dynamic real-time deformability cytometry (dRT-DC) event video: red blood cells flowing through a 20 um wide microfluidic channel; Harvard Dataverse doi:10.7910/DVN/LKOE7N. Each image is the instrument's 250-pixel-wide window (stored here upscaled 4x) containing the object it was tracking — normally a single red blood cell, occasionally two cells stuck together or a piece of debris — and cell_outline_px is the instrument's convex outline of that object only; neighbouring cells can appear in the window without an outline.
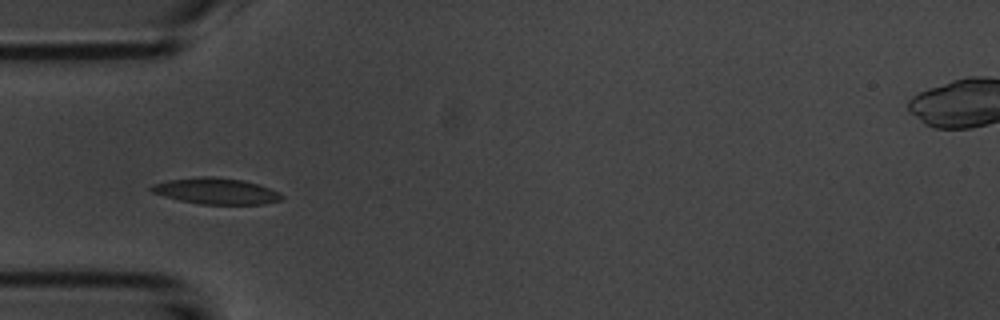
{"species": "common noctule bat (a hibernating species)", "species_latin": "Nyctalus noctula", "temperature_condition": "room temperature", "stored_images_in_passage": 39, "camera_frame_rate_fps": 3000, "um_per_image_px": 0.085, "animal": {"sex": "male", "body_mass_g": 20.1, "forearm_length_mm": 53.5}, "frame": {"image": 1, "passage_image": 1, "time_ms": 0.0, "image_size_px": [1000, 320], "cell_outline_px": [[284, 196], [280, 200], [264, 204], [200, 204], [180, 200], [164, 196], [152, 192], [148, 188], [152, 184], [168, 180], [196, 176], [212, 176], [240, 180], [256, 184], [268, 188]], "centroid_in_image_um": [18.3, 16.24], "position_along_channel_um": 66.7, "area_um2": 19.65}}
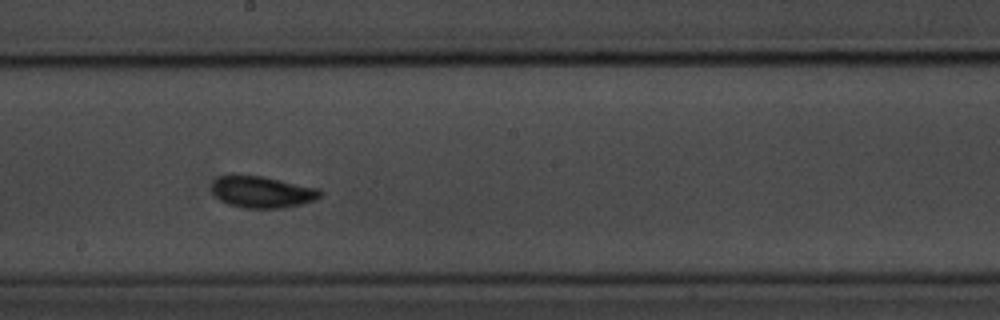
{"frame": {"image": 2, "passage_image": 14, "time_ms": 4.333, "image_size_px": [1000, 320], "cell_outline_px": [[324, 192], [316, 200], [284, 208], [244, 208], [228, 204], [220, 200], [212, 192], [212, 180], [220, 176], [232, 172], [260, 176], [320, 188]], "centroid_in_image_um": [22.25, 16.29], "position_along_channel_um": 226.0, "area_um2": 20.46}}
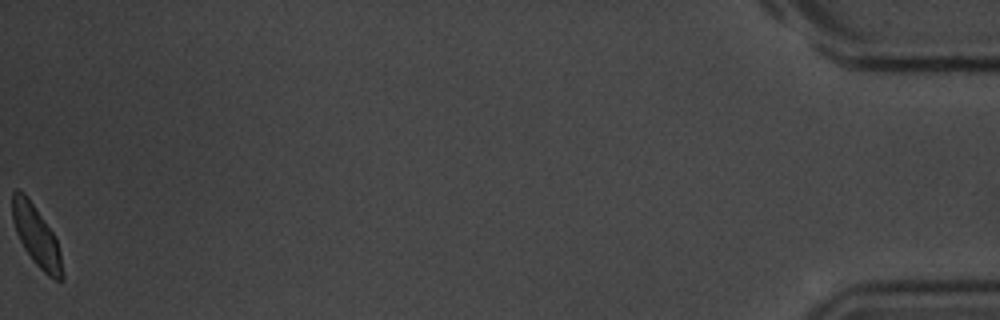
{"frame": {"image": 3, "passage_image": 39, "time_ms": 12.667, "image_size_px": [1000, 320], "cell_outline_px": [[64, 280], [56, 280], [48, 276], [32, 260], [24, 248], [16, 232], [12, 220], [12, 192], [16, 188], [24, 192], [28, 196], [52, 232], [56, 240], [60, 252], [64, 272]], "centroid_in_image_um": [3.09, 20.06], "position_along_channel_um": 432.1, "area_um2": 17.63}, "authors_computed_cell_mechanics": {"area_um2": 18.496, "velocity_mm_per_s": 3.6792, "shape_relaxation_time_tau1_ms": 2.7367, "shape_relaxation_time_tau2_ms": 2.3901, "deformation_change_tau1": 0.1037, "deformation_change_tau2": 0.0706}}